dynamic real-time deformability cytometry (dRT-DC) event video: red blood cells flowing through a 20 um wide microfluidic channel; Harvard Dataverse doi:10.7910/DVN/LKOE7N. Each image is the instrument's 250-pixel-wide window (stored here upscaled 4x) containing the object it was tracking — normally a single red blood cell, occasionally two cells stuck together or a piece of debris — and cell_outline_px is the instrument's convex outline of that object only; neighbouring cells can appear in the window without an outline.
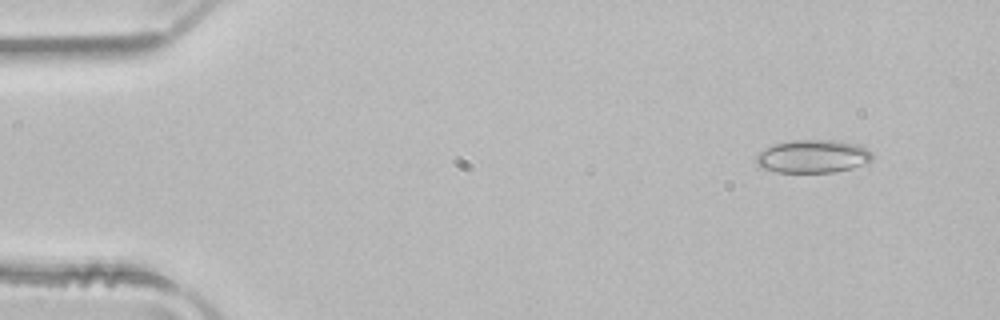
{"species": "common noctule bat (a hibernating species)", "species_latin": "Nyctalus noctula", "temperature_condition": "room temperature", "stored_images_in_passage": 47, "camera_frame_rate_fps": 3000, "um_per_image_px": 0.085, "animal": {"sex": "male", "body_mass_g": 21.5, "forearm_length_mm": 52.0}, "frame": {"image": 1, "passage_image": 1, "time_ms": 0.0, "image_size_px": [1000, 320], "cell_outline_px": [[872, 160], [868, 164], [836, 172], [776, 172], [764, 168], [756, 164], [756, 152], [772, 144], [792, 140], [832, 140], [856, 144], [872, 152]], "centroid_in_image_um": [69.07, 13.29], "position_along_channel_um": 15.9, "area_um2": 22.6}}
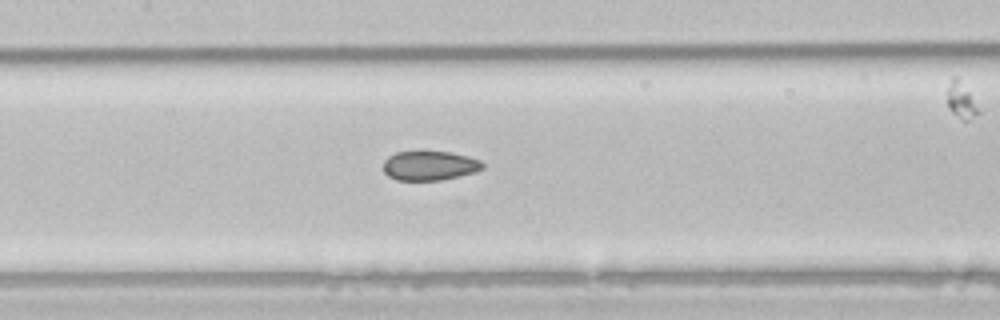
{"frame": {"image": 2, "passage_image": 20, "time_ms": 6.333, "image_size_px": [1000, 320], "cell_outline_px": [[484, 168], [476, 172], [440, 180], [396, 180], [388, 176], [384, 172], [384, 160], [388, 156], [396, 152], [424, 148], [452, 152], [468, 156], [480, 160], [484, 164]], "centroid_in_image_um": [36.5, 14.02], "position_along_channel_um": 170.9, "area_um2": 17.8}}
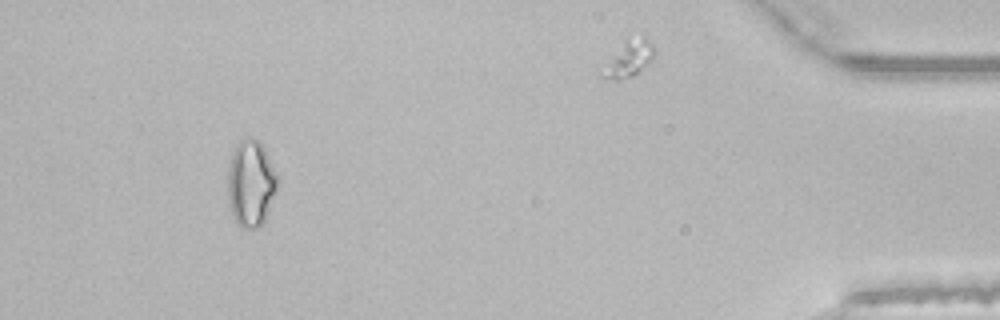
{"frame": {"image": 3, "passage_image": 43, "time_ms": 14.0, "image_size_px": [1000, 320], "cell_outline_px": [[280, 180], [276, 192], [264, 220], [256, 228], [240, 228], [236, 224], [228, 200], [228, 168], [232, 152], [236, 144], [240, 140], [260, 140]], "centroid_in_image_um": [21.33, 15.6], "position_along_channel_um": 413.9, "area_um2": 24.97}, "authors_computed_cell_mechanics": {"area_um2": 19.363, "velocity_mm_per_s": 4.0519, "shape_relaxation_time_tau1_ms": null, "shape_relaxation_time_tau2_ms": 2.6737, "deformation_change_tau1": null, "deformation_change_tau2": 0.0798}}